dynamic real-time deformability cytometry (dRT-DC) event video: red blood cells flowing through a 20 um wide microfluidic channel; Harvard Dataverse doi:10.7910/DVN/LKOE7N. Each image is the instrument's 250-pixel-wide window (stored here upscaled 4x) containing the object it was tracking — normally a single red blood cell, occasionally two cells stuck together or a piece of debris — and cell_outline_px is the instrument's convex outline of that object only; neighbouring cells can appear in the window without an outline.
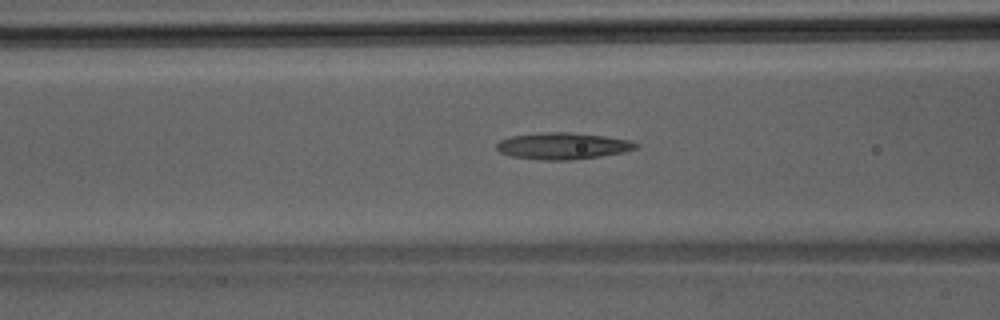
{"species": "Egyptian fruit bat (a non-hibernating species)", "species_latin": "Rousettus aegyptiacus", "temperature_condition": "room temperature", "stored_images_in_passage": 35, "camera_frame_rate_fps": 3000, "um_per_image_px": 0.085, "animal": {"sex": "male"}, "frame": {"image": 1, "passage_image": 8, "time_ms": 2.333, "image_size_px": [1000, 320], "cell_outline_px": [[640, 144], [636, 148], [624, 152], [600, 156], [568, 160], [544, 160], [512, 156], [500, 152], [496, 148], [496, 144], [500, 140], [512, 136], [540, 132], [568, 132], [604, 136], [628, 140]], "centroid_in_image_um": [47.82, 12.4], "position_along_channel_um": 118.8, "area_um2": 21.44}}
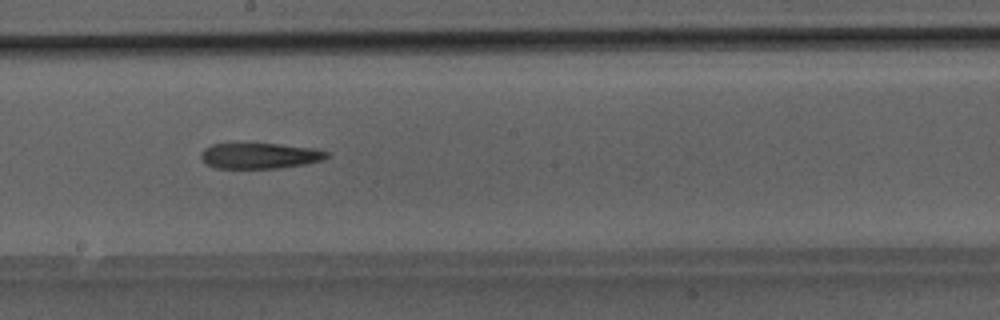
{"frame": {"image": 2, "passage_image": 15, "time_ms": 4.667, "image_size_px": [1000, 320], "cell_outline_px": [[328, 156], [324, 160], [304, 164], [276, 168], [216, 168], [204, 164], [200, 156], [200, 152], [204, 148], [212, 144], [280, 144], [316, 148], [328, 152]], "centroid_in_image_um": [22.06, 13.24], "position_along_channel_um": 226.1, "area_um2": 18.9}}
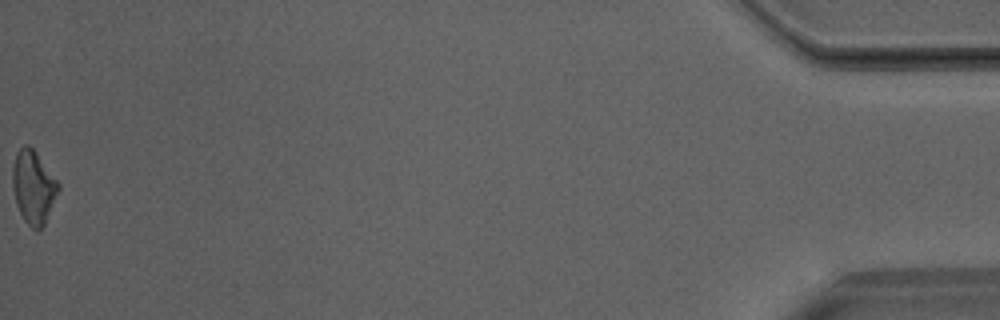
{"frame": {"image": 3, "passage_image": 35, "time_ms": 11.333, "image_size_px": [1000, 320], "cell_outline_px": [[60, 188], [44, 224], [40, 228], [32, 228], [24, 220], [16, 204], [12, 184], [12, 168], [16, 152], [24, 144], [28, 144], [36, 152], [60, 184]], "centroid_in_image_um": [2.83, 15.86], "position_along_channel_um": 432.4, "area_um2": 19.31}}